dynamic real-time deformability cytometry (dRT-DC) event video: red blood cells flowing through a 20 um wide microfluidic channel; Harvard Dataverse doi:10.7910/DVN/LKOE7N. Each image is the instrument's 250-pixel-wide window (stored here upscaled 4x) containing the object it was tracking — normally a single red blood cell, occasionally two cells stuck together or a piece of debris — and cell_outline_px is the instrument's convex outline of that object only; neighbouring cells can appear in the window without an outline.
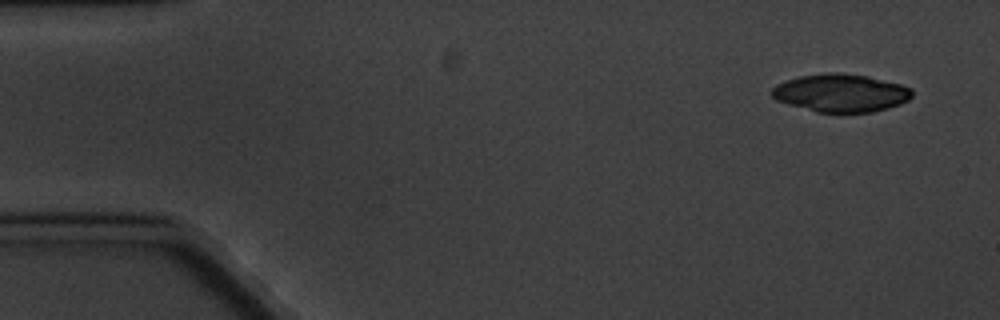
{"species": "common noctule bat (a hibernating species)", "species_latin": "Nyctalus noctula", "temperature_condition": "cold", "stored_images_in_passage": 6, "camera_frame_rate_fps": 3000, "um_per_image_px": 0.085, "animal": {"sex": "male", "body_mass_g": 20.1, "forearm_length_mm": 53.5}, "frame": {"image": 1, "passage_image": 1, "time_ms": 0.0, "image_size_px": [1000, 320], "cell_outline_px": [[912, 96], [908, 100], [900, 104], [888, 108], [872, 112], [816, 112], [788, 104], [776, 100], [768, 92], [776, 84], [800, 76], [828, 72], [840, 72], [868, 76], [900, 84], [912, 88]], "centroid_in_image_um": [71.46, 7.9], "position_along_channel_um": 13.5, "area_um2": 31.1}}